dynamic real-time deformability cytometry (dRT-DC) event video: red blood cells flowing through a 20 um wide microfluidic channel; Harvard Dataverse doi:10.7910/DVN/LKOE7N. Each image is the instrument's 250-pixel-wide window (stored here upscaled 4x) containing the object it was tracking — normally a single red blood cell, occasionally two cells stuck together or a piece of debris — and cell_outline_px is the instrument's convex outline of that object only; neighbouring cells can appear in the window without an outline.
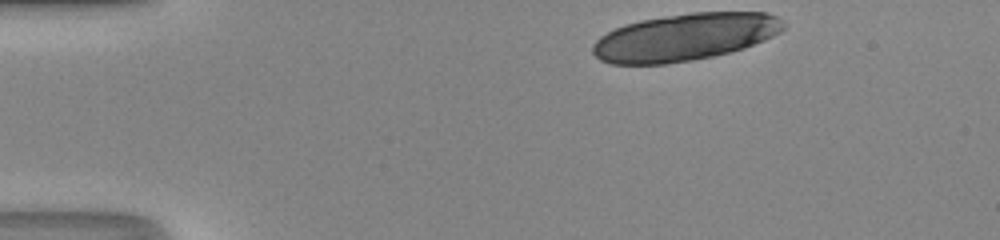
{"species": "human", "species_latin": "Homo sapiens", "temperature_condition": "room temperature", "stored_images_in_passage": 13, "camera_frame_rate_fps": 3000, "um_per_image_px": 0.085, "donor": {"sex": "male"}, "frame": {"image": 1, "passage_image": 1, "time_ms": 0.0, "image_size_px": [1000, 240], "cell_outline_px": [[784, 28], [780, 32], [764, 40], [744, 48], [712, 56], [692, 60], [664, 64], [612, 64], [600, 60], [592, 52], [592, 44], [600, 36], [624, 24], [640, 20], [664, 16], [692, 12], [768, 12], [784, 20]], "centroid_in_image_um": [58.21, 3.15], "position_along_channel_um": 26.8, "area_um2": 52.54}}